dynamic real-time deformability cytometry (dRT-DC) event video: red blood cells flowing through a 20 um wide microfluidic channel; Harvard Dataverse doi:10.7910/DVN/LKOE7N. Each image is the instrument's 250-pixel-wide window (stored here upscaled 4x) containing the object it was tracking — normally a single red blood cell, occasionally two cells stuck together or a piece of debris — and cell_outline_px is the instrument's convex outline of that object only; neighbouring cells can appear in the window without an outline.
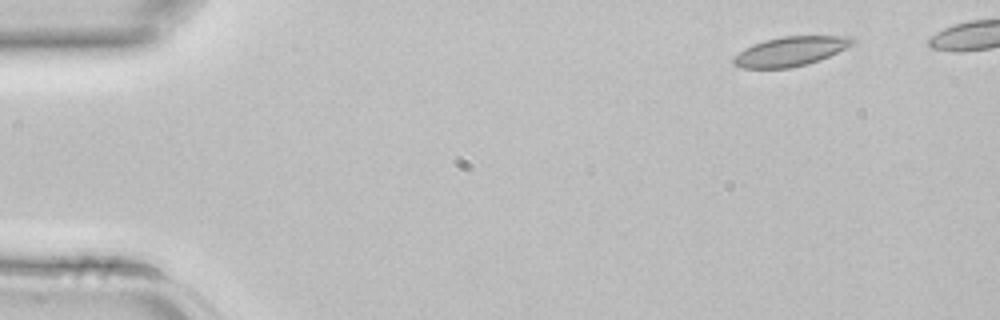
{"species": "common noctule bat (a hibernating species)", "species_latin": "Nyctalus noctula", "temperature_condition": "room temperature", "stored_images_in_passage": 4, "camera_frame_rate_fps": 3000, "um_per_image_px": 0.085, "animal": {"sex": "female", "body_mass_g": 22.7, "forearm_length_mm": 54.2}, "frame": {"image": 1, "passage_image": 1, "time_ms": 0.0, "image_size_px": [1000, 320], "cell_outline_px": [[856, 40], [852, 44], [828, 56], [808, 64], [792, 68], [740, 68], [732, 64], [732, 56], [744, 48], [764, 40], [784, 36], [852, 36]], "centroid_in_image_um": [67.12, 4.37], "position_along_channel_um": 17.9, "area_um2": 20.4}}